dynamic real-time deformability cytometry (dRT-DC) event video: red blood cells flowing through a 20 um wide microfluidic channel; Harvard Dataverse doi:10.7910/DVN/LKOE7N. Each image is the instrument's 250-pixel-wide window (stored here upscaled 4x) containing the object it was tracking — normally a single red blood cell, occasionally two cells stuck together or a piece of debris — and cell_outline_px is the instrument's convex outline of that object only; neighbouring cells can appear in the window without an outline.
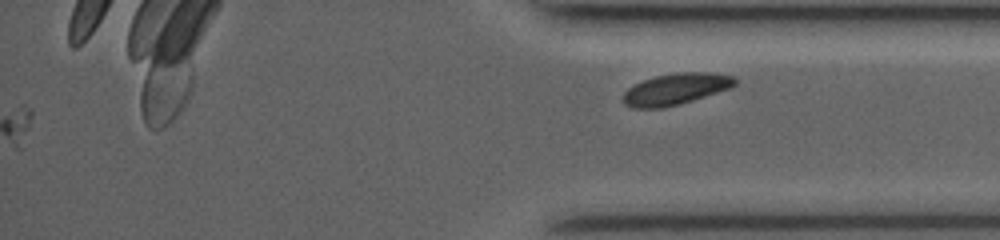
{"species": "common noctule bat (a hibernating species)", "species_latin": "Nyctalus noctula", "temperature_condition": "room temperature", "stored_images_in_passage": 32, "camera_frame_rate_fps": 3500, "um_per_image_px": 0.085, "animal": {"sex": "female", "body_mass_g": 19.0, "forearm_length_mm": 53.3}, "frame": {"image": 1, "passage_image": 32, "time_ms": 15.143, "image_size_px": [1000, 240], "cell_outline_px": [[740, 80], [732, 88], [680, 104], [660, 108], [632, 108], [624, 104], [624, 92], [628, 88], [644, 80], [656, 76], [680, 72], [708, 72], [736, 76]], "centroid_in_image_um": [57.51, 7.56], "position_along_channel_um": 377.7, "area_um2": 20.52}}